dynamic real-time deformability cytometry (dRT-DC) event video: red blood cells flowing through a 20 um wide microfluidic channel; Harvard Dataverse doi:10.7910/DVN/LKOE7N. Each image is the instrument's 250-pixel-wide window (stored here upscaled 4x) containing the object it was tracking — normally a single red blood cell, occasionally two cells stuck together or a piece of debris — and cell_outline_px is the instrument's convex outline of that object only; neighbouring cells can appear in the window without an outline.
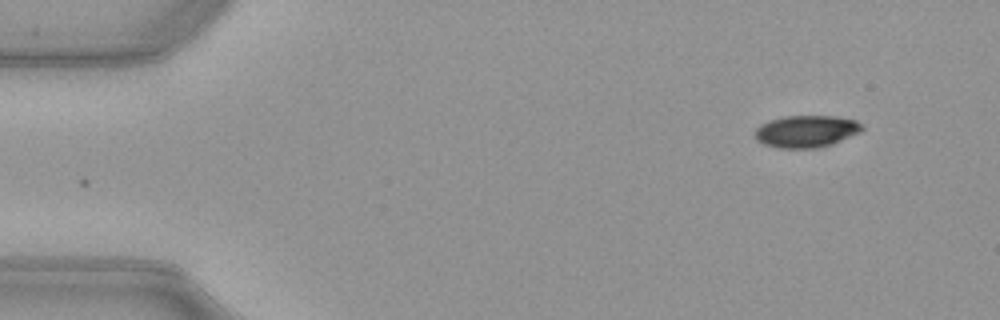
{"species": "common noctule bat (a hibernating species)", "species_latin": "Nyctalus noctula", "temperature_condition": "warm", "stored_images_in_passage": 37, "camera_frame_rate_fps": 3000, "um_per_image_px": 0.085, "animal": {"sex": "female", "body_mass_g": 21.9}, "frame": {"image": 1, "passage_image": 1, "time_ms": 0.0, "image_size_px": [1000, 320], "cell_outline_px": [[864, 128], [860, 132], [832, 144], [816, 148], [780, 148], [764, 144], [756, 140], [756, 128], [760, 124], [768, 120], [784, 116], [836, 116], [856, 120], [864, 124]], "centroid_in_image_um": [68.55, 11.15], "position_along_channel_um": 16.5, "area_um2": 20.11}}
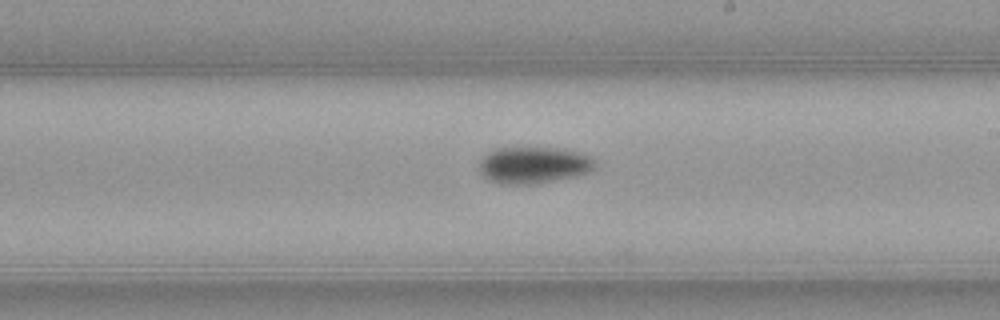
{"frame": {"image": 2, "passage_image": 26, "time_ms": 8.333, "image_size_px": [1000, 320], "cell_outline_px": [[596, 164], [588, 172], [576, 176], [536, 184], [500, 184], [488, 180], [480, 172], [480, 160], [488, 152], [496, 148], [564, 148], [580, 152], [592, 156], [596, 160]], "centroid_in_image_um": [45.38, 14.03], "position_along_channel_um": 243.6, "area_um2": 24.97}}
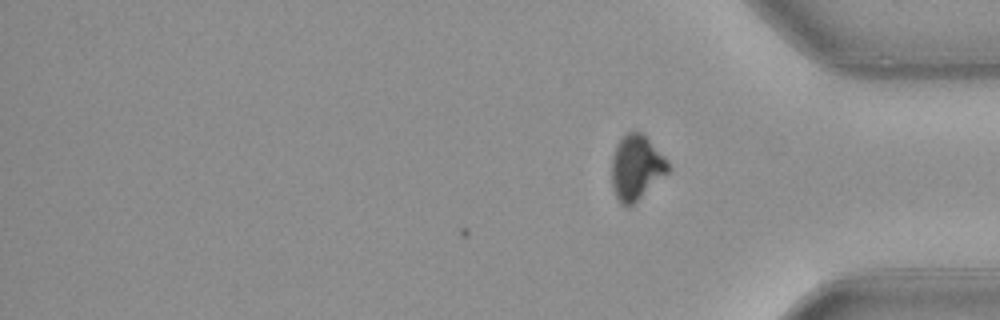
{"frame": {"image": 3, "passage_image": 37, "time_ms": 12.0, "image_size_px": [1000, 320], "cell_outline_px": [[672, 168], [668, 172], [628, 208], [624, 208], [620, 204], [612, 188], [612, 156], [616, 144], [628, 132], [640, 132], [668, 160]], "centroid_in_image_um": [54.07, 14.27], "position_along_channel_um": 381.1, "area_um2": 21.1}, "authors_computed_cell_mechanics": {"area_um2": 23.8714, "velocity_mm_per_s": 4.0007, "shape_relaxation_time_tau1_ms": 3.1189, "shape_relaxation_time_tau2_ms": null, "deformation_change_tau1": 0.139, "deformation_change_tau2": null}}